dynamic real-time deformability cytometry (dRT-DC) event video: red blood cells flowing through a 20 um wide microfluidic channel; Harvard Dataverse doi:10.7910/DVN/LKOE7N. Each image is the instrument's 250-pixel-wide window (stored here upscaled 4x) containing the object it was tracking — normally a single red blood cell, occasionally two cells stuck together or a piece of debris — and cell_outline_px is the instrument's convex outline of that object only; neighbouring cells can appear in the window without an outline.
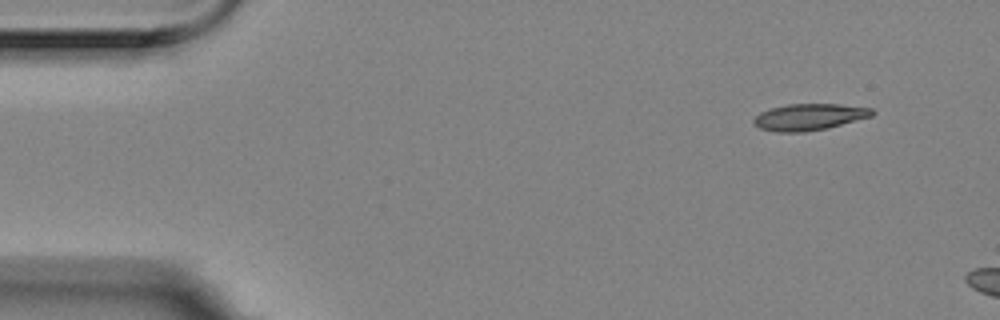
{"species": "Egyptian fruit bat (a non-hibernating species)", "species_latin": "Rousettus aegyptiacus", "temperature_condition": "room temperature", "stored_images_in_passage": 3, "camera_frame_rate_fps": 3000, "um_per_image_px": 0.085, "animal": {"sex": "female"}, "frame": {"image": 1, "passage_image": 1, "time_ms": 0.0, "image_size_px": [1000, 320], "cell_outline_px": [[876, 112], [872, 116], [828, 128], [804, 132], [776, 132], [760, 128], [752, 124], [752, 120], [760, 112], [768, 108], [788, 104], [840, 104], [872, 108]], "centroid_in_image_um": [68.76, 9.94], "position_along_channel_um": 16.2, "area_um2": 18.5}}